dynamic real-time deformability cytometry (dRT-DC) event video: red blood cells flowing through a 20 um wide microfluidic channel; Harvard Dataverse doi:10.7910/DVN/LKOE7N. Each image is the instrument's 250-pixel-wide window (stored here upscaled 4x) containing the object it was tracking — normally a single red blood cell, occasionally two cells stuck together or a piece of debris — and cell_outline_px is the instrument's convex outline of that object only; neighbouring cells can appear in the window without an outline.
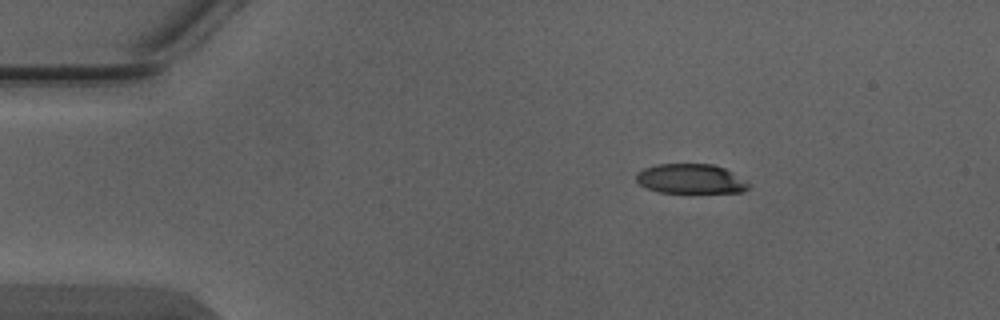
{"species": "Egyptian fruit bat (a non-hibernating species)", "species_latin": "Rousettus aegyptiacus", "temperature_condition": "warm", "stored_images_in_passage": 3, "segment_of_instrument_passage": [1, 2], "camera_frame_rate_fps": 3000, "um_per_image_px": 0.085, "animal": {"sex": "male"}, "frame": {"image": 1, "passage_image": 1, "time_ms": 0.0, "image_size_px": [1000, 320], "cell_outline_px": [[748, 188], [744, 192], [660, 192], [648, 188], [640, 184], [636, 180], [636, 172], [644, 168], [656, 164], [712, 164], [724, 168], [748, 184]], "centroid_in_image_um": [58.64, 15.19], "position_along_channel_um": 26.4, "area_um2": 19.02}}